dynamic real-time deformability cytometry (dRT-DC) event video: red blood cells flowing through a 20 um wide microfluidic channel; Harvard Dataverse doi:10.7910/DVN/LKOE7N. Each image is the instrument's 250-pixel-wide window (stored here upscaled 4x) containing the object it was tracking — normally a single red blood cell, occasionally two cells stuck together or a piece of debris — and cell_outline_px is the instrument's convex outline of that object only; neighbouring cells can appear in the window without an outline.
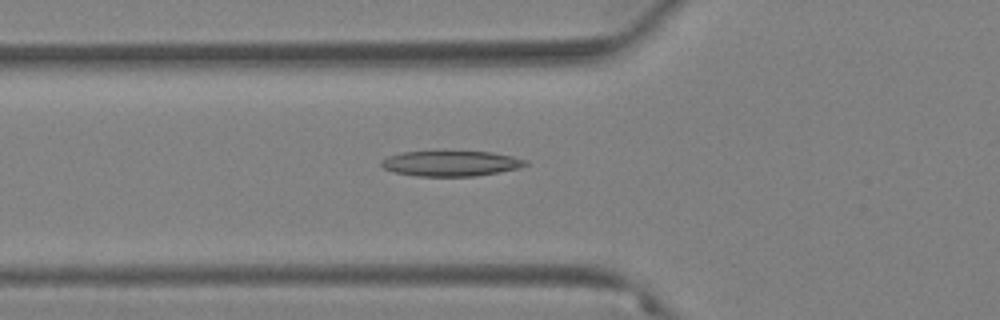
{"species": "Egyptian fruit bat (a non-hibernating species)", "species_latin": "Rousettus aegyptiacus", "temperature_condition": "warm", "stored_images_in_passage": 59, "camera_frame_rate_fps": 3000, "um_per_image_px": 0.085, "animal": {"sex": "female"}, "frame": {"image": 1, "passage_image": 21, "time_ms": 6.667, "image_size_px": [1000, 320], "cell_outline_px": [[528, 164], [520, 168], [500, 172], [476, 176], [416, 176], [396, 172], [384, 168], [380, 164], [380, 160], [388, 156], [400, 152], [492, 152], [512, 156], [528, 160]], "centroid_in_image_um": [38.35, 13.9], "position_along_channel_um": 87.4, "area_um2": 21.27}}
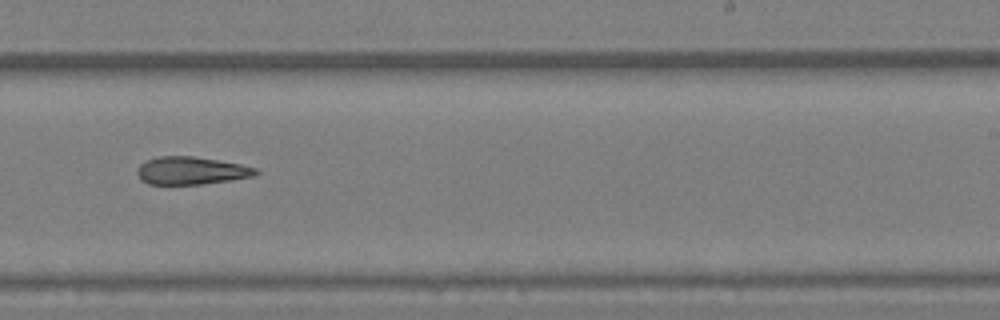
{"frame": {"image": 2, "passage_image": 37, "time_ms": 12.0, "image_size_px": [1000, 320], "cell_outline_px": [[260, 172], [252, 176], [232, 180], [200, 184], [148, 184], [140, 180], [136, 172], [140, 164], [148, 160], [160, 156], [192, 156], [240, 164], [256, 168]], "centroid_in_image_um": [16.23, 14.51], "position_along_channel_um": 272.8, "area_um2": 19.02}}
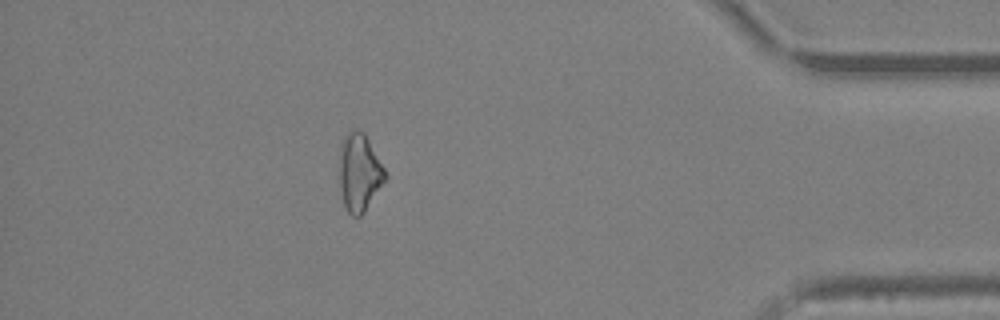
{"frame": {"image": 3, "passage_image": 52, "time_ms": 17.0, "image_size_px": [1000, 320], "cell_outline_px": [[388, 176], [364, 212], [360, 216], [352, 216], [344, 208], [340, 188], [340, 144], [344, 136], [352, 128], [356, 128], [364, 132], [384, 168]], "centroid_in_image_um": [30.53, 14.65], "position_along_channel_um": 404.7, "area_um2": 20.75}}